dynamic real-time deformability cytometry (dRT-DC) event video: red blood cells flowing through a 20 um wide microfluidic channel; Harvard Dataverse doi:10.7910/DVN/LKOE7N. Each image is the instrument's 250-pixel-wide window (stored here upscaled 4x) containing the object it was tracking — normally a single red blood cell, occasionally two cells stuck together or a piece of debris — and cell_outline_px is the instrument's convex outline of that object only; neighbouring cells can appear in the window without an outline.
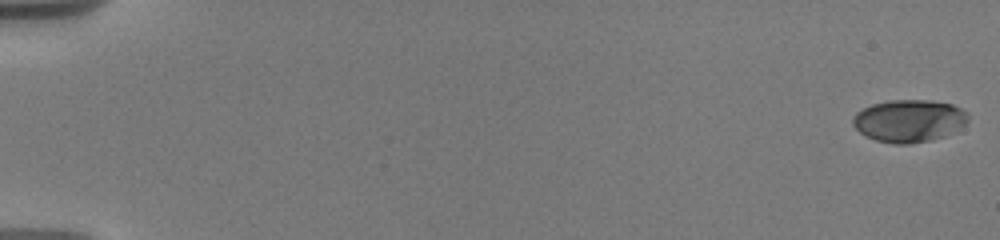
{"species": "human", "species_latin": "Homo sapiens", "temperature_condition": "warm", "stored_images_in_passage": 13, "camera_frame_rate_fps": 3000, "um_per_image_px": 0.085, "donor": {"sex": "male"}, "frame": {"image": 1, "passage_image": 1, "time_ms": 0.0, "image_size_px": [1000, 240], "cell_outline_px": [[968, 120], [964, 124], [944, 136], [932, 140], [908, 144], [892, 144], [876, 140], [864, 136], [852, 124], [852, 116], [856, 112], [872, 104], [888, 100], [932, 100], [952, 104], [968, 112]], "centroid_in_image_um": [77.23, 10.26], "position_along_channel_um": 7.8, "area_um2": 28.61}}
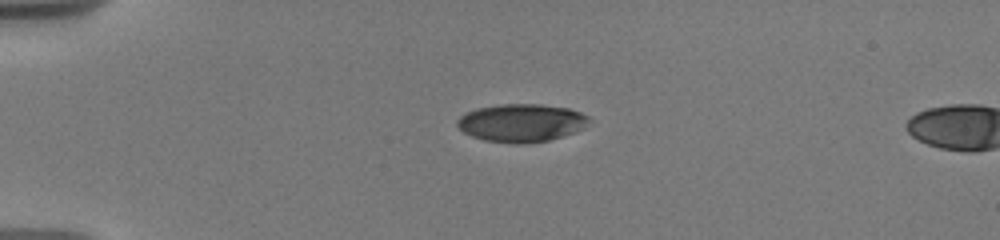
{"frame": {"image": 2, "passage_image": 10, "time_ms": 4.667, "image_size_px": [1000, 240], "cell_outline_px": [[588, 120], [584, 128], [576, 132], [548, 140], [524, 144], [516, 144], [484, 140], [472, 136], [464, 132], [456, 124], [456, 120], [460, 116], [476, 108], [500, 104], [540, 104], [568, 108], [580, 112], [588, 116]], "centroid_in_image_um": [44.31, 10.44], "position_along_channel_um": 40.7, "area_um2": 29.13}}